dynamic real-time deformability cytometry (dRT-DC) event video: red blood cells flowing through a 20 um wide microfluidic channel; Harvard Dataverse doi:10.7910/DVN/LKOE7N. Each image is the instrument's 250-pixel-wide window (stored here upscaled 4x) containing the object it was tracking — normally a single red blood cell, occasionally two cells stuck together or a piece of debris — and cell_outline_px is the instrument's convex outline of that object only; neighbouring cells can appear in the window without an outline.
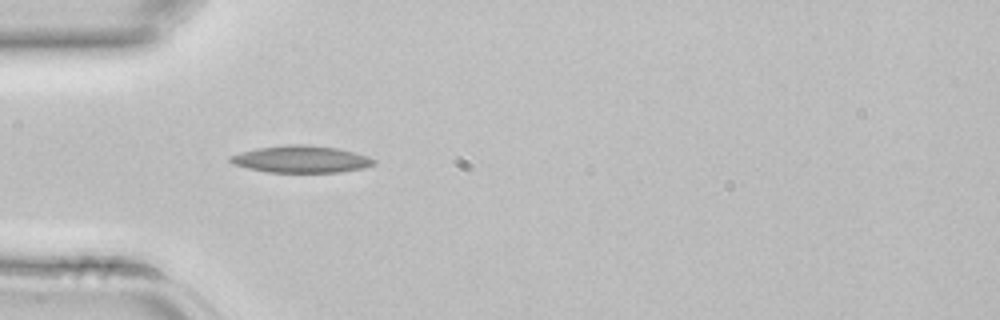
{"species": "common noctule bat (a hibernating species)", "species_latin": "Nyctalus noctula", "temperature_condition": "room temperature", "stored_images_in_passage": 1, "camera_frame_rate_fps": 3000, "um_per_image_px": 0.085, "animal": {"sex": "female", "body_mass_g": 22.7, "forearm_length_mm": 54.2}, "frame": {"image": 1, "passage_image": 1, "time_ms": 0.0, "image_size_px": [1000, 320], "cell_outline_px": [[376, 164], [364, 168], [340, 172], [268, 172], [248, 168], [232, 164], [228, 160], [228, 156], [240, 152], [256, 148], [284, 144], [308, 144], [336, 148], [352, 152], [376, 160]], "centroid_in_image_um": [25.54, 13.53], "position_along_channel_um": 59.5, "area_um2": 22.66}}